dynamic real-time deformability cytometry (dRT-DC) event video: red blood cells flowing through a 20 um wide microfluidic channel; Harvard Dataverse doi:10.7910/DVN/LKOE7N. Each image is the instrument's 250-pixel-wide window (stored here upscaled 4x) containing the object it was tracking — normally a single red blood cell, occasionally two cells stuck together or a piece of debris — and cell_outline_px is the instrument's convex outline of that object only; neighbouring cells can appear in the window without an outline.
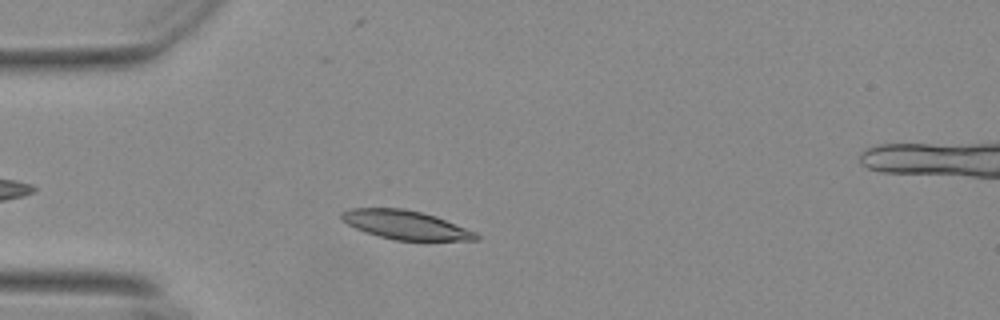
{"species": "Egyptian fruit bat (a non-hibernating species)", "species_latin": "Rousettus aegyptiacus", "temperature_condition": "warm", "stored_images_in_passage": 38, "camera_frame_rate_fps": 3000, "um_per_image_px": 0.085, "animal": {"sex": "female"}, "frame": {"image": 1, "passage_image": 8, "time_ms": 2.333, "image_size_px": [1000, 320], "cell_outline_px": [[480, 240], [396, 240], [364, 232], [348, 224], [340, 216], [340, 212], [348, 208], [404, 208], [424, 212], [436, 216], [476, 232], [480, 236]], "centroid_in_image_um": [34.48, 19.1], "position_along_channel_um": 50.5, "area_um2": 22.6}}
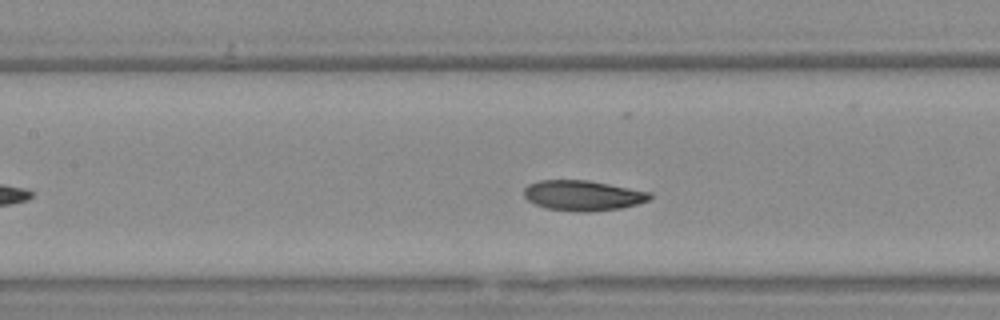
{"frame": {"image": 2, "passage_image": 18, "time_ms": 5.667, "image_size_px": [1000, 320], "cell_outline_px": [[652, 196], [648, 200], [636, 204], [620, 208], [588, 212], [576, 212], [544, 208], [528, 200], [524, 196], [524, 188], [528, 184], [536, 180], [588, 180], [652, 192]], "centroid_in_image_um": [49.52, 16.61], "position_along_channel_um": 157.9, "area_um2": 22.31}}
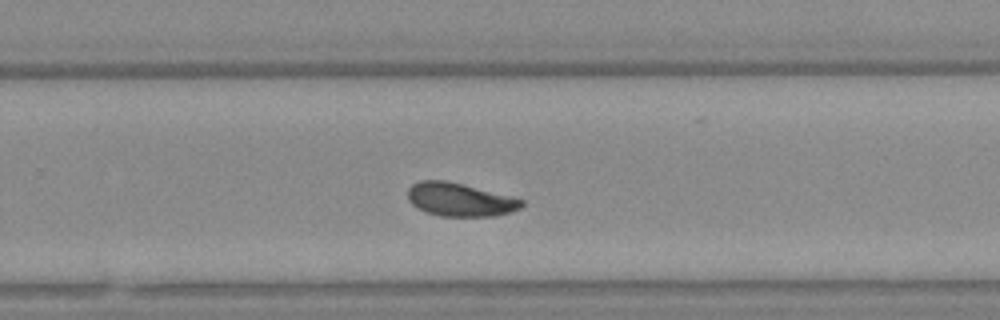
{"frame": {"image": 3, "passage_image": 29, "time_ms": 9.333, "image_size_px": [1000, 320], "cell_outline_px": [[524, 204], [520, 208], [512, 212], [492, 216], [440, 216], [424, 212], [416, 208], [408, 200], [408, 188], [412, 184], [420, 180], [444, 180], [524, 200]], "centroid_in_image_um": [39.04, 16.98], "position_along_channel_um": 290.8, "area_um2": 21.91}, "authors_computed_cell_mechanics": {"area_um2": 22.2819, "velocity_mm_per_s": 3.6408, "shape_relaxation_time_tau1_ms": 8.1576, "shape_relaxation_time_tau2_ms": 3.1105, "deformation_change_tau1": 0.2042, "deformation_change_tau2": 0.0799}}